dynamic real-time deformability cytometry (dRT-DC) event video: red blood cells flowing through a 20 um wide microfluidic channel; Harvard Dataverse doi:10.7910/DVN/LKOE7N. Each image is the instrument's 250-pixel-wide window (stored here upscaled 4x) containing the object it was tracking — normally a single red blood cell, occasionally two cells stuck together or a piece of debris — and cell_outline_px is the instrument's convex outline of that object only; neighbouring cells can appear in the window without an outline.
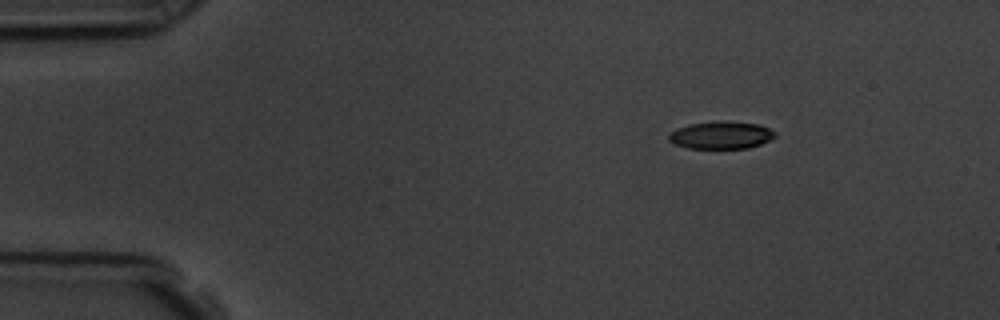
{"species": "common noctule bat (a hibernating species)", "species_latin": "Nyctalus noctula", "temperature_condition": "room temperature", "stored_images_in_passage": 50, "camera_frame_rate_fps": 3000, "um_per_image_px": 0.085, "animal": {"sex": "male", "body_mass_g": 19.5, "forearm_length_mm": 54.6}, "frame": {"image": 1, "passage_image": 1, "time_ms": 0.0, "image_size_px": [1000, 320], "cell_outline_px": [[776, 136], [760, 144], [748, 148], [688, 148], [676, 144], [668, 140], [668, 136], [676, 128], [688, 124], [760, 124], [776, 132]], "centroid_in_image_um": [61.28, 11.54], "position_along_channel_um": 23.7, "area_um2": 16.01}}
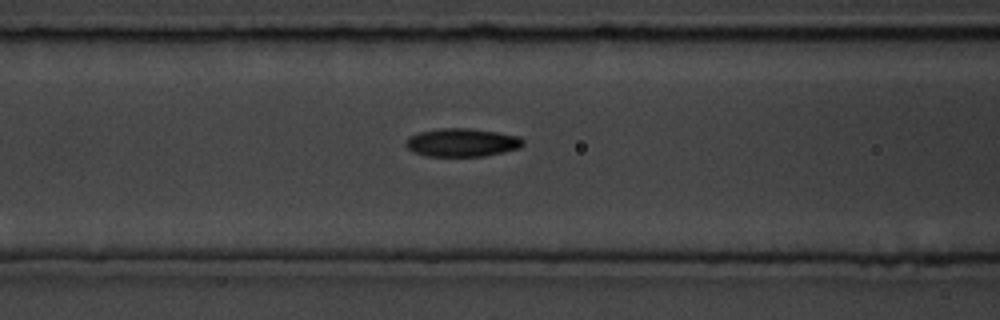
{"frame": {"image": 2, "passage_image": 16, "time_ms": 5.0, "image_size_px": [1000, 320], "cell_outline_px": [[524, 144], [520, 148], [504, 152], [484, 156], [428, 156], [412, 152], [404, 144], [408, 136], [420, 132], [440, 128], [472, 128], [520, 136], [524, 140]], "centroid_in_image_um": [39.27, 12.11], "position_along_channel_um": 127.3, "area_um2": 19.48}}
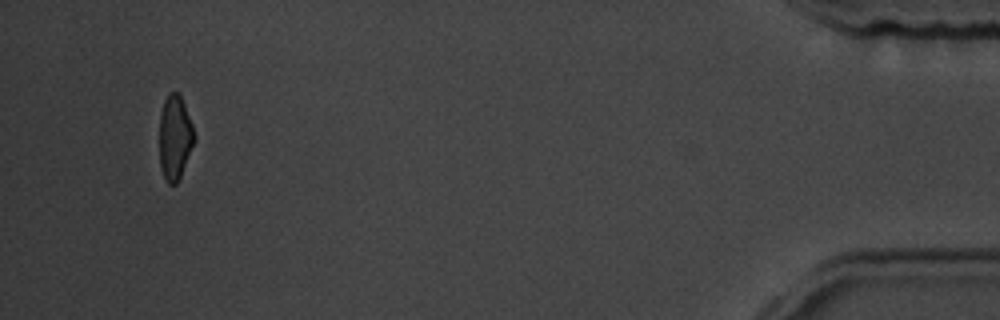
{"frame": {"image": 3, "passage_image": 47, "time_ms": 15.333, "image_size_px": [1000, 320], "cell_outline_px": [[196, 136], [180, 176], [176, 184], [168, 184], [164, 180], [160, 168], [160, 112], [164, 100], [168, 92], [176, 92], [180, 96], [184, 104], [192, 124]], "centroid_in_image_um": [14.84, 11.68], "position_along_channel_um": 420.4, "area_um2": 17.05}, "authors_computed_cell_mechanics": {"area_um2": 18.7272, "velocity_mm_per_s": 3.5894, "shape_relaxation_time_tau1_ms": 3.8124, "shape_relaxation_time_tau2_ms": 2.3069, "deformation_change_tau1": 0.1557, "deformation_change_tau2": 0.0743}}